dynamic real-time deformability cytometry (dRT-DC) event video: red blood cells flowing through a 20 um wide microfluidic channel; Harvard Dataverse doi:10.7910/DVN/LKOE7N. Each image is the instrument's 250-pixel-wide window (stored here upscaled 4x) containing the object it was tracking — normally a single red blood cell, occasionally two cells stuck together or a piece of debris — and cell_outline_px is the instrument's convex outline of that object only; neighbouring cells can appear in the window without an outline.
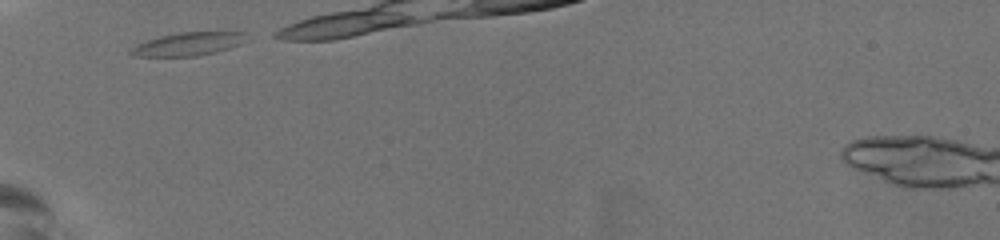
{"species": "common noctule bat (a hibernating species)", "species_latin": "Nyctalus noctula", "temperature_condition": "warm", "stored_images_in_passage": 5, "camera_frame_rate_fps": 3000, "um_per_image_px": 0.085, "animal": {"sex": "female", "body_mass_g": 19.5, "forearm_length_mm": 54.1}, "frame": {"image": 1, "passage_image": 1, "time_ms": 0.0, "image_size_px": [1000, 240], "cell_outline_px": [[248, 40], [240, 44], [216, 52], [196, 56], [132, 56], [128, 52], [136, 44], [160, 36], [176, 32], [248, 32]], "centroid_in_image_um": [16.03, 3.73], "position_along_channel_um": 69.0, "area_um2": 15.72}}